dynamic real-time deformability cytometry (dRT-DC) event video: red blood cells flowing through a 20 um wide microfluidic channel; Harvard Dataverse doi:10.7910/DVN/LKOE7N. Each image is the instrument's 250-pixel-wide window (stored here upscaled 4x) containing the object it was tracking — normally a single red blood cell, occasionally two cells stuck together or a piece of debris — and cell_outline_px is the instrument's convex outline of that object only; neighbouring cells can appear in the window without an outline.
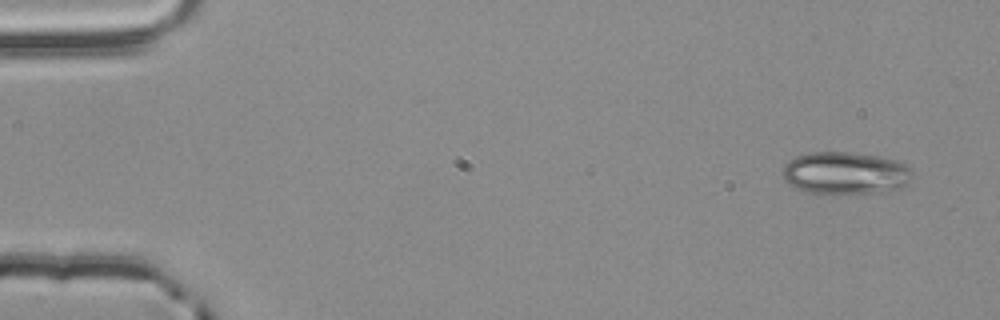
{"species": "common noctule bat (a hibernating species)", "species_latin": "Nyctalus noctula", "temperature_condition": "room temperature", "stored_images_in_passage": 4, "camera_frame_rate_fps": 3000, "um_per_image_px": 0.085, "animal": {"sex": "male", "body_mass_g": 20.4}, "frame": {"image": 1, "passage_image": 1, "time_ms": 0.0, "image_size_px": [1000, 320], "cell_outline_px": [[912, 180], [908, 184], [900, 188], [880, 192], [804, 192], [788, 184], [784, 180], [784, 164], [788, 160], [796, 156], [812, 152], [852, 152], [876, 156], [896, 160], [904, 164], [912, 172]], "centroid_in_image_um": [71.85, 14.69], "position_along_channel_um": 13.2, "area_um2": 31.73}}
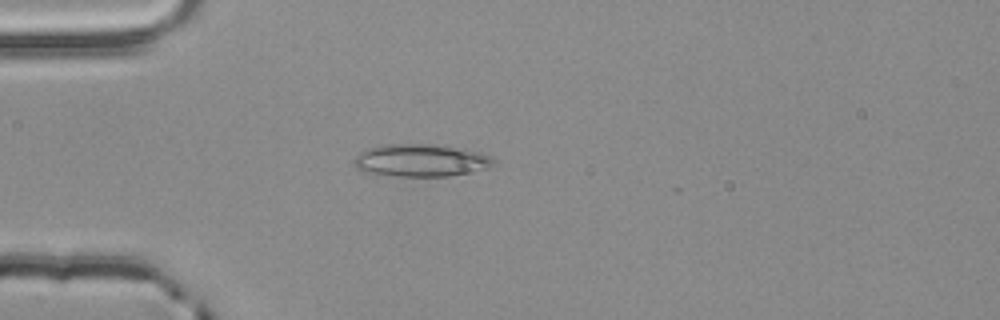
{"frame": {"image": 2, "passage_image": 4, "time_ms": 1.0, "image_size_px": [1000, 320], "cell_outline_px": [[496, 164], [488, 168], [448, 176], [396, 176], [364, 172], [356, 168], [356, 156], [360, 152], [368, 148], [388, 144], [432, 144], [468, 148], [492, 156], [496, 160]], "centroid_in_image_um": [35.85, 13.62], "position_along_channel_um": 49.1, "area_um2": 26.59}}